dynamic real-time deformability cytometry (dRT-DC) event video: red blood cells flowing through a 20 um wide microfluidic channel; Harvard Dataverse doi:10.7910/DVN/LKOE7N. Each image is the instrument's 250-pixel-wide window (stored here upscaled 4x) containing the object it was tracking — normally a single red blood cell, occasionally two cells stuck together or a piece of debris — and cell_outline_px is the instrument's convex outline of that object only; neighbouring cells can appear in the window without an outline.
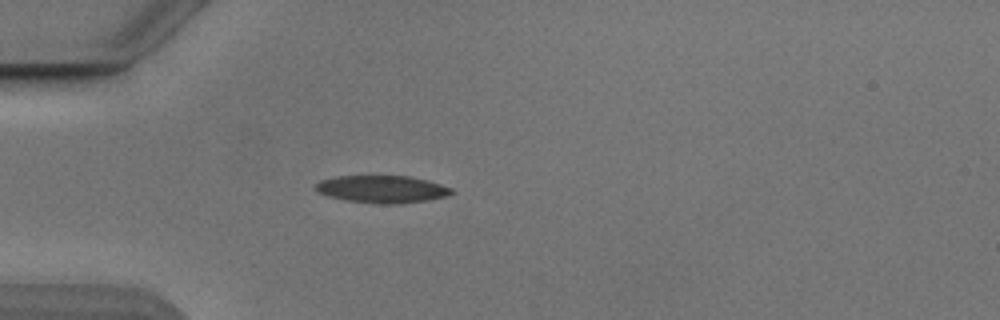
{"species": "Egyptian fruit bat (a non-hibernating species)", "species_latin": "Rousettus aegyptiacus", "temperature_condition": "cold", "stored_images_in_passage": 38, "camera_frame_rate_fps": 3000, "um_per_image_px": 0.085, "animal": {"sex": "male"}, "frame": {"image": 1, "passage_image": 1, "time_ms": 0.0, "image_size_px": [1000, 320], "cell_outline_px": [[456, 192], [448, 196], [428, 200], [400, 204], [376, 204], [348, 200], [328, 196], [316, 192], [316, 184], [320, 180], [336, 176], [412, 176], [428, 180], [452, 188]], "centroid_in_image_um": [32.52, 16.08], "position_along_channel_um": 52.5, "area_um2": 21.91}}
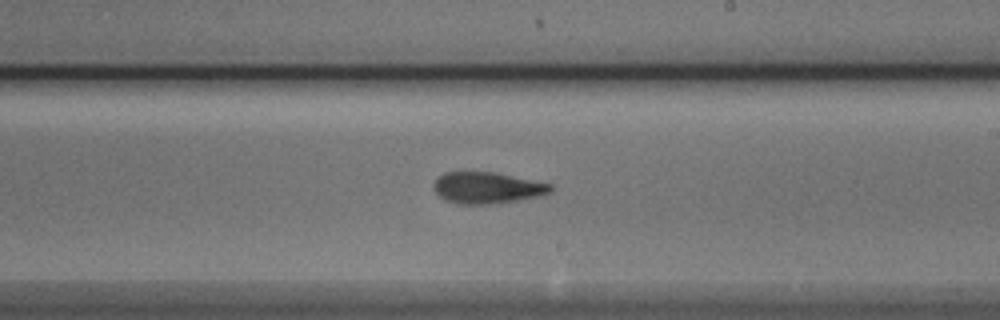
{"frame": {"image": 2, "passage_image": 17, "time_ms": 5.333, "image_size_px": [1000, 320], "cell_outline_px": [[552, 192], [540, 196], [520, 200], [488, 204], [456, 204], [444, 200], [432, 188], [432, 184], [444, 172], [496, 172], [552, 184]], "centroid_in_image_um": [41.41, 15.97], "position_along_channel_um": 247.6, "area_um2": 21.56}}
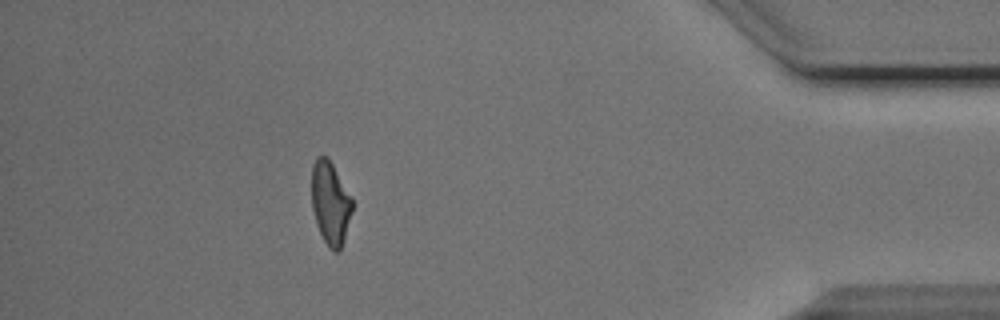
{"frame": {"image": 3, "passage_image": 33, "time_ms": 10.667, "image_size_px": [1000, 320], "cell_outline_px": [[352, 212], [344, 240], [340, 252], [332, 252], [328, 248], [316, 224], [312, 208], [312, 164], [316, 156], [328, 156], [352, 196]], "centroid_in_image_um": [28.09, 17.26], "position_along_channel_um": 407.1, "area_um2": 20.0}, "authors_computed_cell_mechanics": {"area_um2": 20.9525, "velocity_mm_per_s": 3.8815, "shape_relaxation_time_tau1_ms": 5.4576, "shape_relaxation_time_tau2_ms": 4.4688, "deformation_change_tau1": 0.1994, "deformation_change_tau2": 0.1446}}